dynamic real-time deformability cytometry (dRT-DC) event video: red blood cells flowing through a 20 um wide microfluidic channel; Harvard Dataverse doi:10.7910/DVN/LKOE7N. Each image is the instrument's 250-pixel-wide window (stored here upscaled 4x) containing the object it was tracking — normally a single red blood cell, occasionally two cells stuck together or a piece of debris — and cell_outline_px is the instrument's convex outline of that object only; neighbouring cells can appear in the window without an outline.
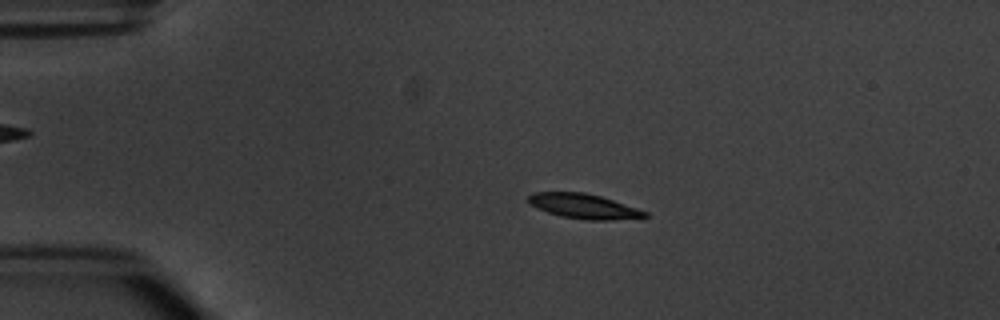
{"species": "common noctule bat (a hibernating species)", "species_latin": "Nyctalus noctula", "temperature_condition": "warm", "stored_images_in_passage": 3, "camera_frame_rate_fps": 3000, "um_per_image_px": 0.085, "animal": {"sex": "male", "body_mass_g": 20.1, "forearm_length_mm": 53.5}, "frame": {"image": 1, "passage_image": 2, "time_ms": 2.333, "image_size_px": [1000, 320], "cell_outline_px": [[652, 216], [612, 220], [588, 220], [560, 216], [536, 208], [528, 204], [528, 196], [532, 192], [584, 192], [600, 196], [648, 212]], "centroid_in_image_um": [49.59, 17.53], "position_along_channel_um": 35.4, "area_um2": 16.82}}